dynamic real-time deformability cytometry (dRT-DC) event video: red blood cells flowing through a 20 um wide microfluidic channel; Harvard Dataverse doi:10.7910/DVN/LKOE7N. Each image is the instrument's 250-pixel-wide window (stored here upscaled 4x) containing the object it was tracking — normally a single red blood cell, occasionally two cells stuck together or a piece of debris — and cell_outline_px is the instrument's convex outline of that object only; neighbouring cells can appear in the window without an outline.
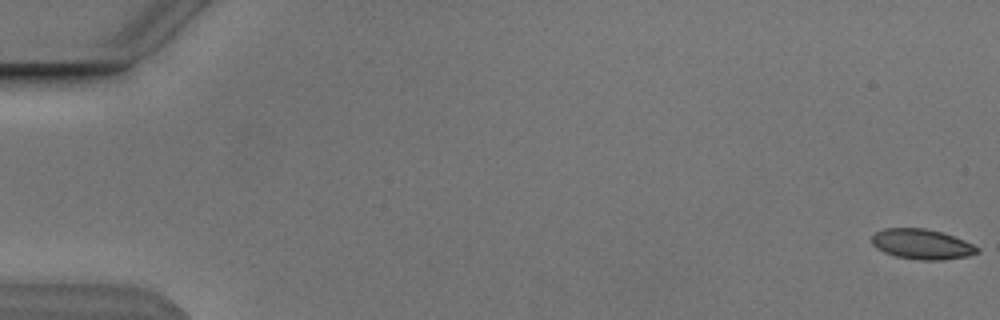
{"species": "Egyptian fruit bat (a non-hibernating species)", "species_latin": "Rousettus aegyptiacus", "temperature_condition": "cold", "stored_images_in_passage": 54, "camera_frame_rate_fps": 3000, "um_per_image_px": 0.085, "animal": {"sex": "male"}, "frame": {"image": 1, "passage_image": 1, "time_ms": 0.0, "image_size_px": [1000, 320], "cell_outline_px": [[980, 252], [968, 256], [944, 260], [920, 260], [896, 256], [884, 252], [876, 248], [872, 244], [872, 236], [876, 232], [884, 228], [924, 228], [940, 232], [964, 240], [980, 248]], "centroid_in_image_um": [78.36, 20.76], "position_along_channel_um": 6.6, "area_um2": 18.5}}
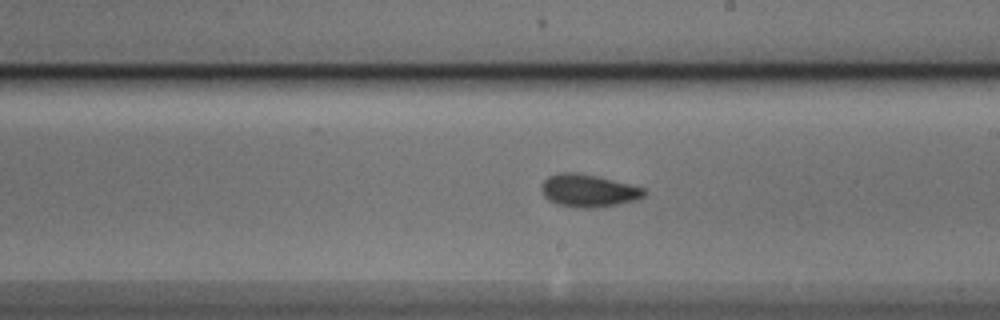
{"frame": {"image": 2, "passage_image": 32, "time_ms": 10.333, "image_size_px": [1000, 320], "cell_outline_px": [[648, 192], [644, 196], [636, 200], [596, 208], [580, 208], [556, 204], [548, 200], [544, 196], [540, 188], [544, 180], [548, 176], [560, 172], [576, 172], [596, 176], [644, 188]], "centroid_in_image_um": [49.98, 16.21], "position_along_channel_um": 239.0, "area_um2": 19.54}}
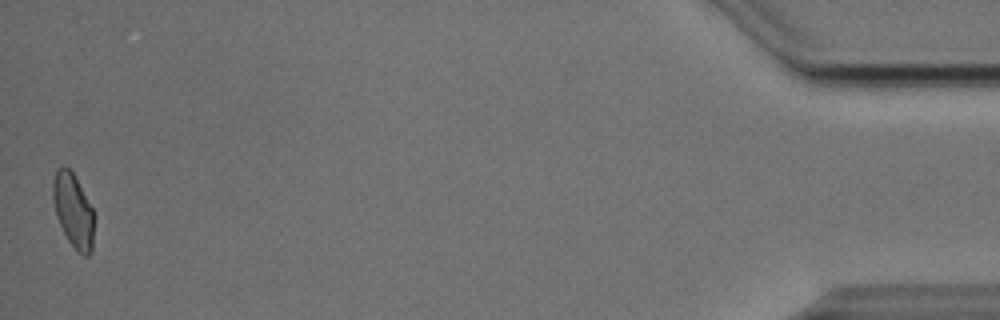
{"frame": {"image": 3, "passage_image": 54, "time_ms": 17.667, "image_size_px": [1000, 320], "cell_outline_px": [[96, 216], [92, 252], [88, 256], [84, 256], [76, 252], [68, 240], [56, 216], [52, 196], [52, 184], [56, 168], [64, 164], [72, 172], [92, 208]], "centroid_in_image_um": [6.25, 17.93], "position_along_channel_um": 429.0, "area_um2": 18.15}, "authors_computed_cell_mechanics": {"area_um2": 18.6983, "velocity_mm_per_s": 3.8368, "shape_relaxation_time_tau1_ms": 6.173, "shape_relaxation_time_tau2_ms": 2.802, "deformation_change_tau1": 0.1298, "deformation_change_tau2": 0.0564}}